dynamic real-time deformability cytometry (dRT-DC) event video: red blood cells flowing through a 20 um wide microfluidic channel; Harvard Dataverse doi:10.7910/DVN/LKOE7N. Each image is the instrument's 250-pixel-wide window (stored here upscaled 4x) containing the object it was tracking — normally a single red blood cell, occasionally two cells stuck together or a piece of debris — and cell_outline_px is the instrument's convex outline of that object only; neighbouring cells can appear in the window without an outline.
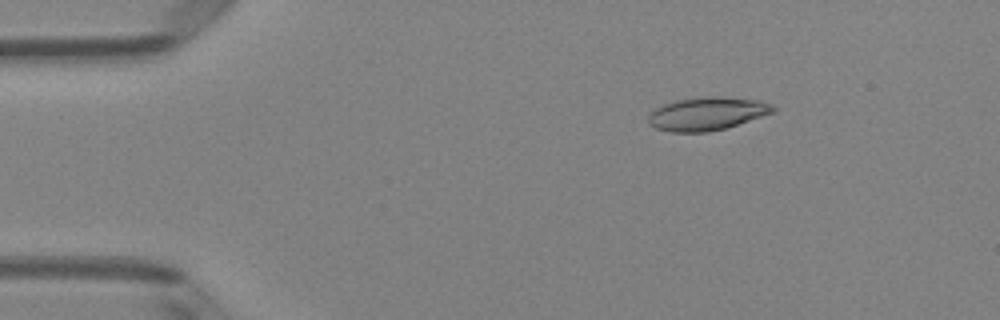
{"species": "Egyptian fruit bat (a non-hibernating species)", "species_latin": "Rousettus aegyptiacus", "temperature_condition": "room temperature", "stored_images_in_passage": 4, "camera_frame_rate_fps": 3000, "um_per_image_px": 0.085, "animal": {"sex": "female"}, "frame": {"image": 1, "passage_image": 2, "time_ms": 0.333, "image_size_px": [1000, 320], "cell_outline_px": [[776, 112], [724, 128], [708, 132], [672, 132], [656, 128], [648, 124], [648, 116], [656, 108], [672, 100], [704, 96], [720, 96], [760, 100], [772, 104], [776, 108]], "centroid_in_image_um": [60.11, 9.65], "position_along_channel_um": 24.9, "area_um2": 24.28}}